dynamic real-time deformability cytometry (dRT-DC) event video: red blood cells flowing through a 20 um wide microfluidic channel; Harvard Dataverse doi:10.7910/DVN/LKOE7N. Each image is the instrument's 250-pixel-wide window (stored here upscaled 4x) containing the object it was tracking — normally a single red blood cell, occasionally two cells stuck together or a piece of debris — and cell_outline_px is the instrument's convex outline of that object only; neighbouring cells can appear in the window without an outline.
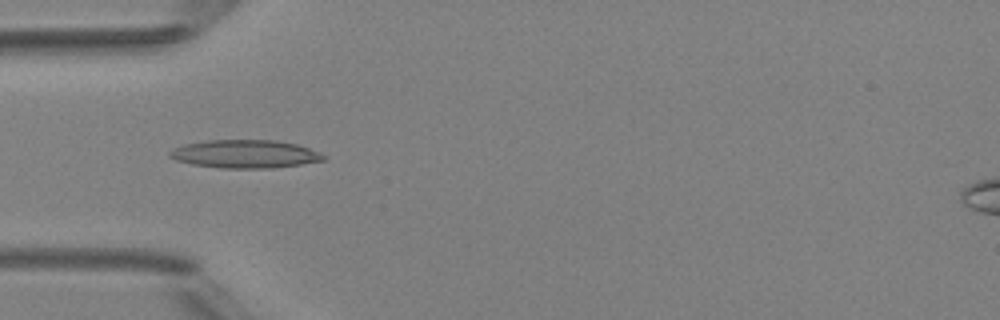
{"species": "Egyptian fruit bat (a non-hibernating species)", "species_latin": "Rousettus aegyptiacus", "temperature_condition": "room temperature", "stored_images_in_passage": 2, "camera_frame_rate_fps": 3000, "um_per_image_px": 0.085, "animal": {"sex": "female"}, "frame": {"image": 1, "passage_image": 1, "time_ms": 0.0, "image_size_px": [1000, 320], "cell_outline_px": [[324, 160], [300, 164], [272, 168], [220, 168], [192, 164], [176, 160], [168, 156], [168, 152], [184, 144], [208, 140], [276, 140], [296, 144], [320, 152], [324, 156]], "centroid_in_image_um": [20.81, 13.09], "position_along_channel_um": 64.2, "area_um2": 25.09}}
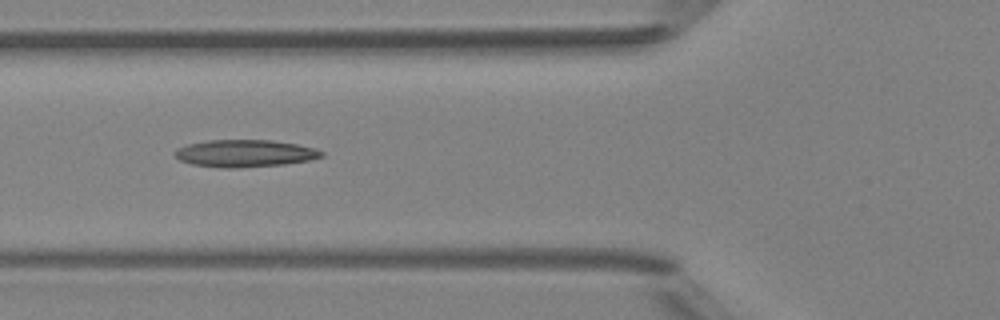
{"frame": {"image": 2, "passage_image": 2, "time_ms": 1.0, "image_size_px": [1000, 320], "cell_outline_px": [[324, 156], [308, 160], [284, 164], [240, 168], [224, 168], [192, 164], [180, 160], [172, 152], [176, 148], [188, 144], [208, 140], [272, 140], [296, 144], [312, 148], [324, 152]], "centroid_in_image_um": [20.78, 13.04], "position_along_channel_um": 105.0, "area_um2": 23.24}}